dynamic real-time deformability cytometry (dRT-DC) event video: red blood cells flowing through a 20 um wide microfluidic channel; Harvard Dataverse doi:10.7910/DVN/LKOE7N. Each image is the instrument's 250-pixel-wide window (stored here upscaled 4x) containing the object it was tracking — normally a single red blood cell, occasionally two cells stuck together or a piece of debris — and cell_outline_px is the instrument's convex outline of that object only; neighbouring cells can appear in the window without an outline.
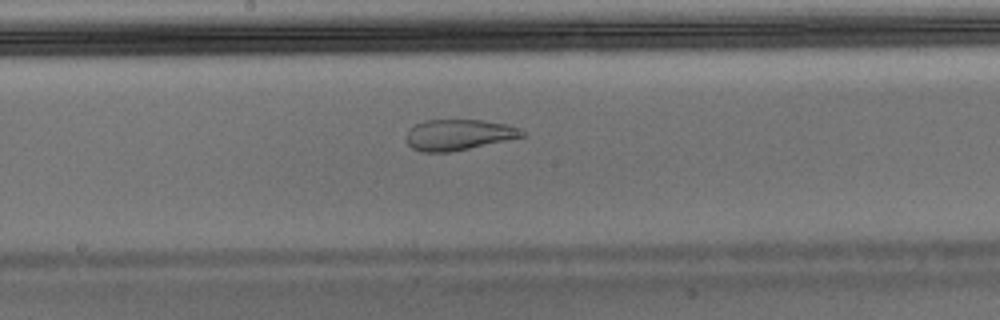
{"species": "Egyptian fruit bat (a non-hibernating species)", "species_latin": "Rousettus aegyptiacus", "temperature_condition": "warm", "stored_images_in_passage": 38, "camera_frame_rate_fps": 3000, "um_per_image_px": 0.085, "animal": {"sex": "male"}, "frame": {"image": 1, "passage_image": 17, "time_ms": 5.333, "image_size_px": [1000, 320], "cell_outline_px": [[528, 136], [448, 152], [424, 152], [412, 148], [404, 140], [404, 136], [408, 128], [424, 120], [484, 120], [508, 124], [520, 128]], "centroid_in_image_um": [38.96, 11.44], "position_along_channel_um": 209.2, "area_um2": 21.04}}